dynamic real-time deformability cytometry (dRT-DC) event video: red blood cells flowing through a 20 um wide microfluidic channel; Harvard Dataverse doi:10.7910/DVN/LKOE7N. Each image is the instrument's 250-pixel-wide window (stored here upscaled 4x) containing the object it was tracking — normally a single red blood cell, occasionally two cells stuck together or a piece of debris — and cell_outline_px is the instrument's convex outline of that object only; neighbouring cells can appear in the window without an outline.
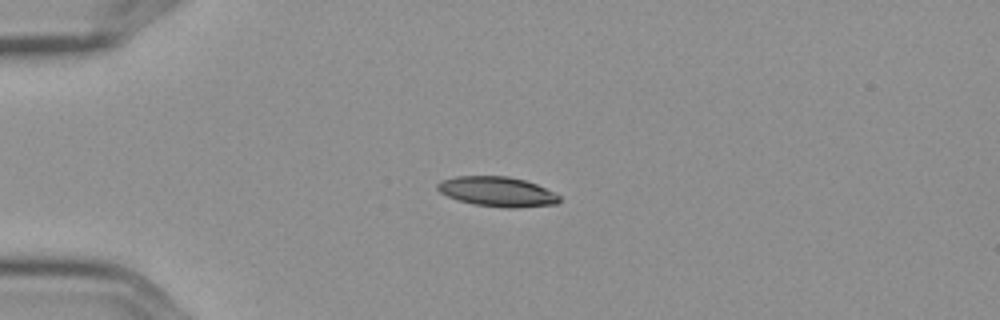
{"species": "Egyptian fruit bat (a non-hibernating species)", "species_latin": "Rousettus aegyptiacus", "temperature_condition": "cold", "stored_images_in_passage": 4, "camera_frame_rate_fps": 3000, "um_per_image_px": 0.085, "frame": {"image": 1, "passage_image": 3, "time_ms": 0.667, "image_size_px": [1000, 320], "cell_outline_px": [[560, 200], [556, 204], [520, 208], [504, 208], [472, 204], [456, 200], [440, 192], [436, 188], [436, 184], [440, 180], [456, 176], [508, 176], [524, 180], [536, 184], [560, 196]], "centroid_in_image_um": [42.23, 16.3], "position_along_channel_um": 42.8, "area_um2": 21.33}}